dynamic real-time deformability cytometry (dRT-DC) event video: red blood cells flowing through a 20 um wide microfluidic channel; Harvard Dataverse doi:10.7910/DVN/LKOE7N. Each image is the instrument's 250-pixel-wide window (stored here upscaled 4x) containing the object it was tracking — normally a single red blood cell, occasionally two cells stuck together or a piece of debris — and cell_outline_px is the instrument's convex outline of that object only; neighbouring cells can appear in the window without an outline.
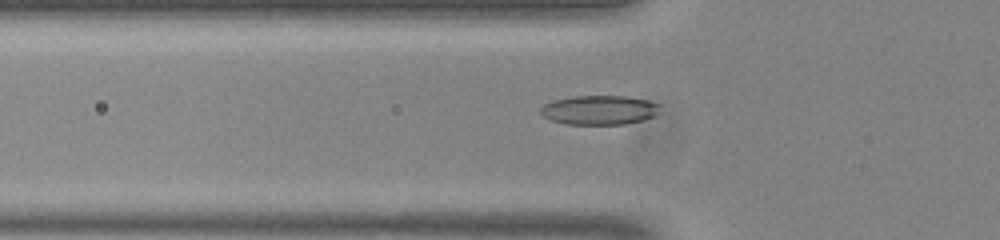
{"species": "common noctule bat (a hibernating species)", "species_latin": "Nyctalus noctula", "temperature_condition": "room temperature", "stored_images_in_passage": 39, "camera_frame_rate_fps": 3000, "um_per_image_px": 0.085, "animal": {"sex": "male", "body_mass_g": 20.0, "forearm_length_mm": 53.3}, "frame": {"image": 1, "passage_image": 3, "time_ms": 0.667, "image_size_px": [1000, 240], "cell_outline_px": [[660, 104], [656, 112], [652, 116], [644, 120], [624, 124], [568, 124], [552, 120], [544, 116], [540, 112], [540, 108], [544, 104], [552, 100], [572, 96], [628, 96], [648, 100]], "centroid_in_image_um": [50.92, 9.34], "position_along_channel_um": 74.9, "area_um2": 20.29}}
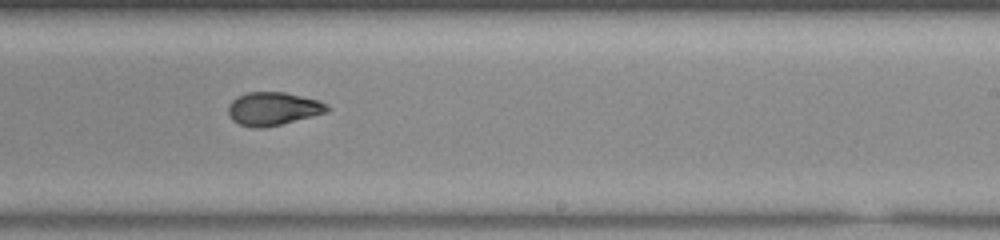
{"frame": {"image": 2, "passage_image": 18, "time_ms": 5.667, "image_size_px": [1000, 240], "cell_outline_px": [[332, 108], [328, 112], [280, 124], [260, 128], [252, 128], [240, 124], [232, 120], [228, 112], [228, 104], [236, 96], [248, 92], [284, 92], [316, 100], [328, 104]], "centroid_in_image_um": [23.19, 9.24], "position_along_channel_um": 265.8, "area_um2": 19.07}}
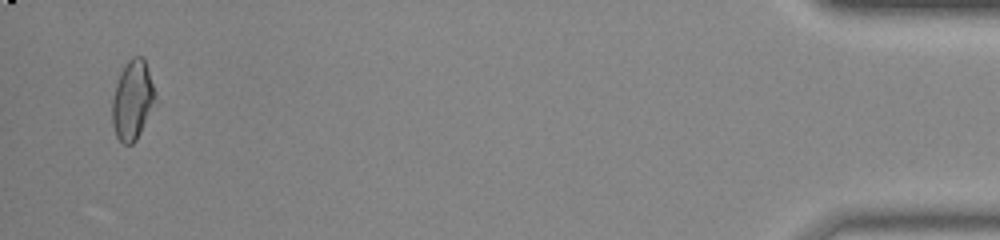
{"frame": {"image": 3, "passage_image": 37, "time_ms": 12.0, "image_size_px": [1000, 240], "cell_outline_px": [[156, 96], [140, 132], [136, 140], [132, 144], [124, 144], [116, 136], [112, 124], [112, 100], [116, 84], [120, 72], [124, 64], [132, 56], [140, 56], [144, 60], [156, 92]], "centroid_in_image_um": [11.23, 8.49], "position_along_channel_um": 424.0, "area_um2": 19.54}, "authors_computed_cell_mechanics": {"area_um2": 19.363, "velocity_mm_per_s": 3.8055, "shape_relaxation_time_tau1_ms": null, "shape_relaxation_time_tau2_ms": 2.3533, "deformation_change_tau1": null, "deformation_change_tau2": 0.0792}}